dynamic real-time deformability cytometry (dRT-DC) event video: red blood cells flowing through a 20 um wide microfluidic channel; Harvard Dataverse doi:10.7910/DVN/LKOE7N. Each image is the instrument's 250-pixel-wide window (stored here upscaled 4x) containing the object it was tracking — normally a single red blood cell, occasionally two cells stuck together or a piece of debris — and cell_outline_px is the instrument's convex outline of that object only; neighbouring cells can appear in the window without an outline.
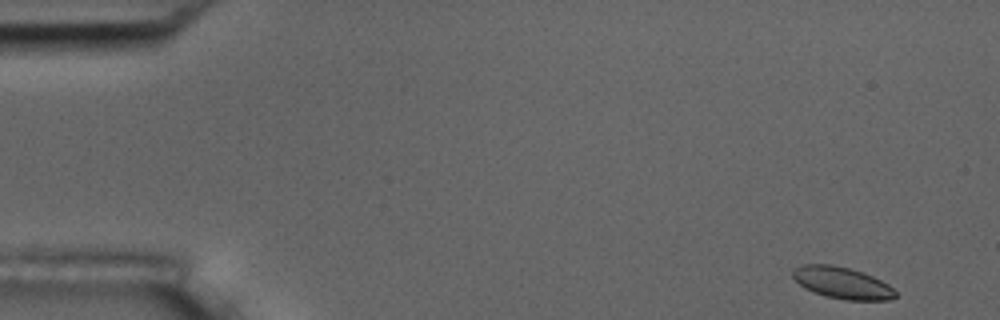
{"species": "common noctule bat (a hibernating species)", "species_latin": "Nyctalus noctula", "temperature_condition": "room temperature", "stored_images_in_passage": 55, "camera_frame_rate_fps": 3000, "um_per_image_px": 0.085, "animal": {"sex": "male", "body_mass_g": 17.5, "forearm_length_mm": 52.3}, "frame": {"image": 1, "passage_image": 1, "time_ms": 0.0, "image_size_px": [1000, 320], "cell_outline_px": [[896, 296], [888, 300], [844, 300], [824, 296], [804, 288], [792, 276], [792, 272], [796, 268], [804, 264], [832, 264], [848, 268], [872, 276], [888, 284], [896, 292]], "centroid_in_image_um": [71.57, 24.05], "position_along_channel_um": 13.4, "area_um2": 18.79}}
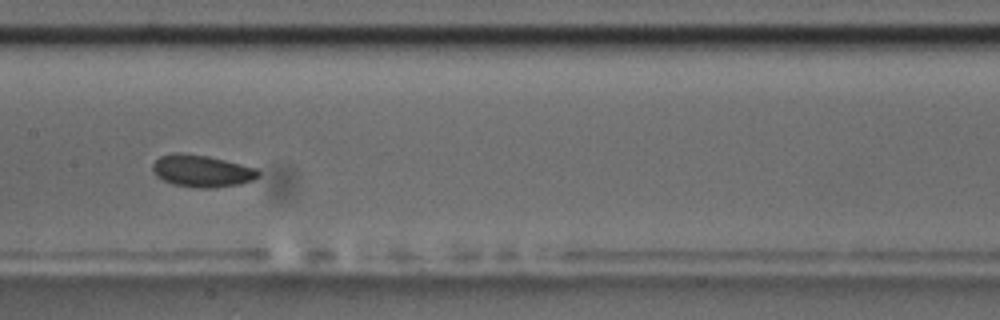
{"frame": {"image": 2, "passage_image": 26, "time_ms": 8.333, "image_size_px": [1000, 320], "cell_outline_px": [[260, 176], [252, 180], [240, 184], [216, 188], [200, 188], [172, 184], [156, 176], [152, 172], [152, 164], [160, 156], [176, 152], [180, 152], [208, 156], [256, 168], [260, 172]], "centroid_in_image_um": [17.14, 14.53], "position_along_channel_um": 190.3, "area_um2": 19.83}}
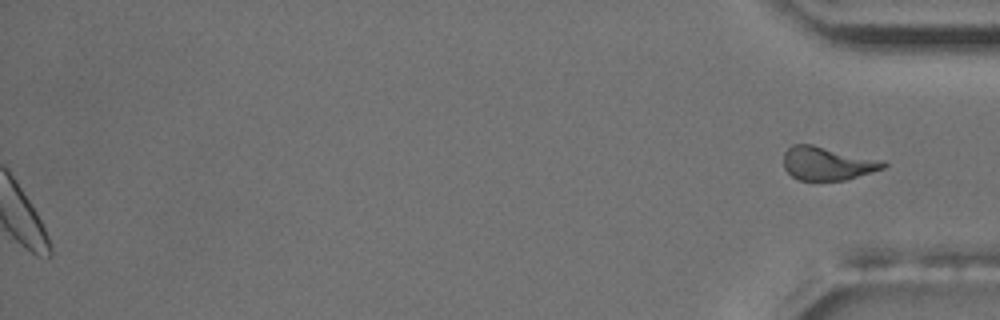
{"frame": {"image": 3, "passage_image": 55, "time_ms": 18.0, "image_size_px": [1000, 320], "cell_outline_px": [[888, 164], [884, 168], [844, 180], [796, 180], [784, 168], [784, 152], [792, 144], [812, 144], [884, 160]], "centroid_in_image_um": [70.32, 13.88], "position_along_channel_um": 364.9, "area_um2": 19.48}}